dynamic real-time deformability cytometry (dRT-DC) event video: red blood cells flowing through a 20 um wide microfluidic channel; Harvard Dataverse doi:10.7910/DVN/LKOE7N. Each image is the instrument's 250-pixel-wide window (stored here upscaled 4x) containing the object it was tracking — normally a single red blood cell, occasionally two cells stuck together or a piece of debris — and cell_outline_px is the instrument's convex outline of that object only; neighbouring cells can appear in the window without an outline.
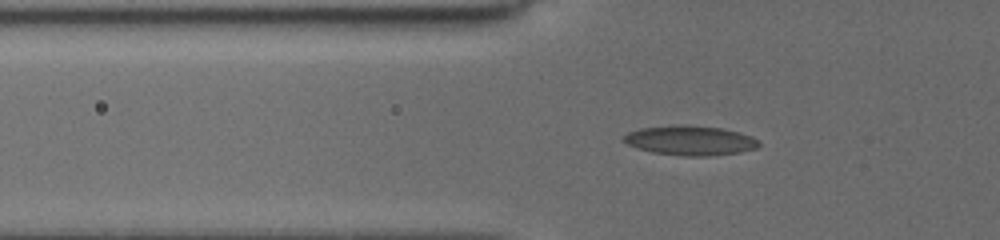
{"species": "common noctule bat (a hibernating species)", "species_latin": "Nyctalus noctula", "temperature_condition": "cold", "stored_images_in_passage": 62, "camera_frame_rate_fps": 3000, "um_per_image_px": 0.085, "animal": {"sex": "female", "body_mass_g": 19.5, "forearm_length_mm": 54.1}, "frame": {"image": 1, "passage_image": 2, "time_ms": 0.333, "image_size_px": [1000, 240], "cell_outline_px": [[760, 144], [756, 148], [740, 152], [708, 156], [684, 156], [652, 152], [636, 148], [620, 140], [628, 132], [640, 128], [676, 124], [684, 124], [720, 128], [752, 136], [760, 140]], "centroid_in_image_um": [58.64, 11.93], "position_along_channel_um": 67.2, "area_um2": 23.47}}
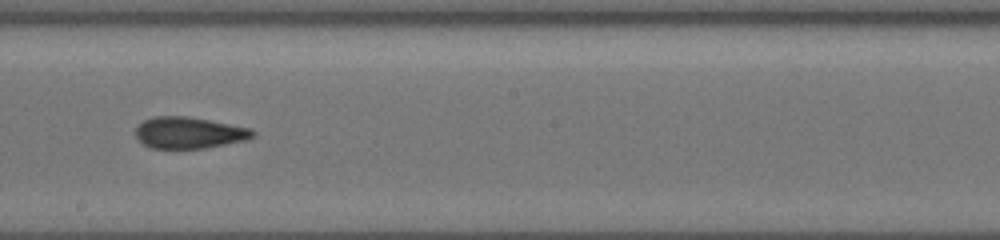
{"frame": {"image": 2, "passage_image": 37, "time_ms": 4.667, "image_size_px": [1000, 240], "cell_outline_px": [[256, 136], [248, 140], [204, 148], [152, 148], [144, 144], [136, 136], [136, 128], [144, 120], [156, 116], [188, 116], [252, 128], [256, 132]], "centroid_in_image_um": [16.13, 11.28], "position_along_channel_um": 232.1, "area_um2": 21.5}}
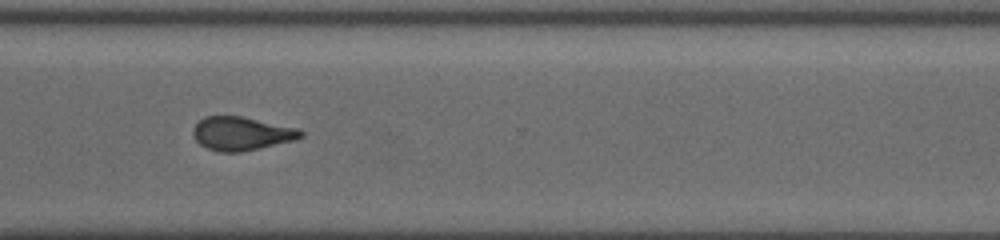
{"frame": {"image": 3, "passage_image": 61, "time_ms": 7.667, "image_size_px": [1000, 240], "cell_outline_px": [[304, 136], [296, 140], [260, 148], [240, 152], [220, 152], [208, 148], [200, 144], [196, 140], [192, 132], [192, 128], [204, 116], [240, 116], [300, 128], [304, 132]], "centroid_in_image_um": [20.56, 11.35], "position_along_channel_um": 350.0, "area_um2": 21.15}}